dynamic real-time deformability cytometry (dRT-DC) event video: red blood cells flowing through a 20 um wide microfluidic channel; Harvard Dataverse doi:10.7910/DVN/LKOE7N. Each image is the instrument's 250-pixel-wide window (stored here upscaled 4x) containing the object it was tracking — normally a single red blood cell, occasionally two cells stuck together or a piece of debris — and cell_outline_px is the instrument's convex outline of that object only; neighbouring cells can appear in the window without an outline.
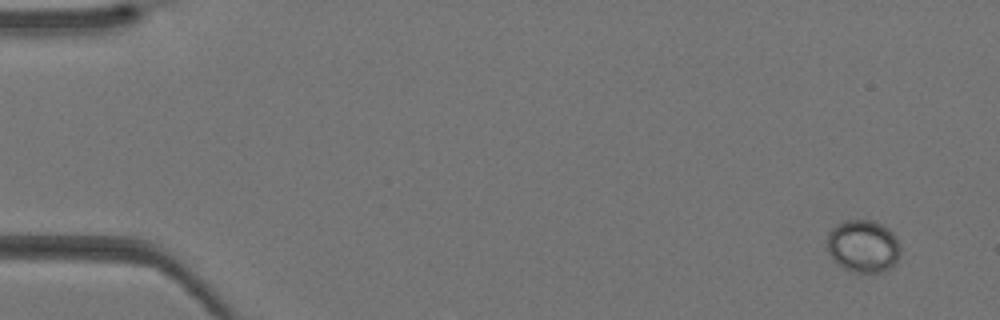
{"species": "Egyptian fruit bat (a non-hibernating species)", "species_latin": "Rousettus aegyptiacus", "temperature_condition": "warm", "stored_images_in_passage": 22, "camera_frame_rate_fps": 3000, "um_per_image_px": 0.085, "animal": {"sex": "female"}, "frame": {"image": 1, "passage_image": 1, "time_ms": 0.0, "image_size_px": [1000, 320], "cell_outline_px": [[900, 256], [896, 264], [884, 272], [852, 272], [844, 268], [832, 260], [828, 252], [828, 236], [832, 228], [836, 224], [844, 220], [872, 220], [888, 228], [892, 232], [900, 248]], "centroid_in_image_um": [73.37, 20.94], "position_along_channel_um": 11.6, "area_um2": 22.54}}
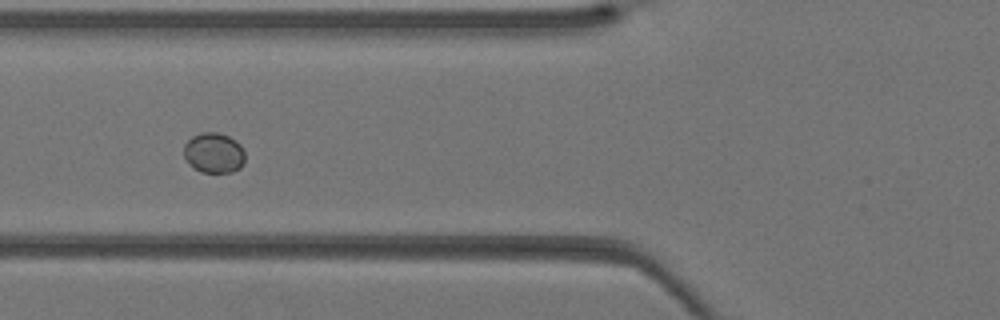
{"frame": {"image": 2, "passage_image": 15, "time_ms": 4.667, "image_size_px": [1000, 320], "cell_outline_px": [[244, 164], [240, 168], [232, 172], [200, 172], [192, 168], [184, 156], [184, 144], [192, 136], [200, 132], [216, 132], [228, 136], [236, 140], [240, 144], [244, 152]], "centroid_in_image_um": [18.17, 12.99], "position_along_channel_um": 107.6, "area_um2": 14.51}}
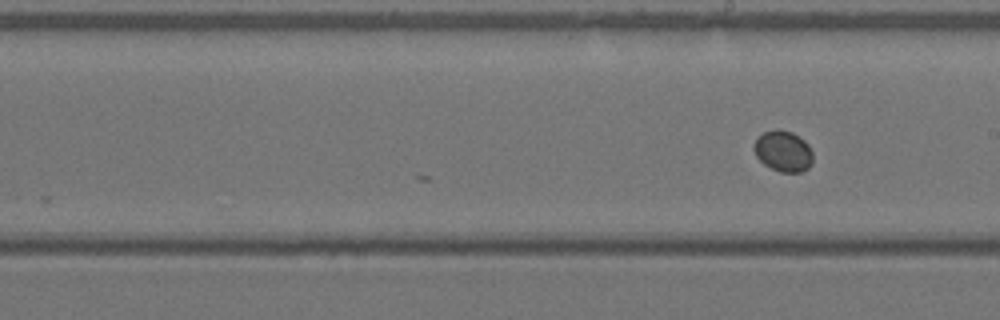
{"frame": {"image": 3, "passage_image": 22, "time_ms": 7.0, "image_size_px": [1000, 320], "cell_outline_px": [[812, 164], [808, 168], [800, 172], [780, 172], [764, 164], [756, 156], [752, 148], [756, 136], [764, 132], [776, 128], [792, 132], [804, 140], [808, 144], [812, 152]], "centroid_in_image_um": [66.55, 12.83], "position_along_channel_um": 222.5, "area_um2": 14.22}}